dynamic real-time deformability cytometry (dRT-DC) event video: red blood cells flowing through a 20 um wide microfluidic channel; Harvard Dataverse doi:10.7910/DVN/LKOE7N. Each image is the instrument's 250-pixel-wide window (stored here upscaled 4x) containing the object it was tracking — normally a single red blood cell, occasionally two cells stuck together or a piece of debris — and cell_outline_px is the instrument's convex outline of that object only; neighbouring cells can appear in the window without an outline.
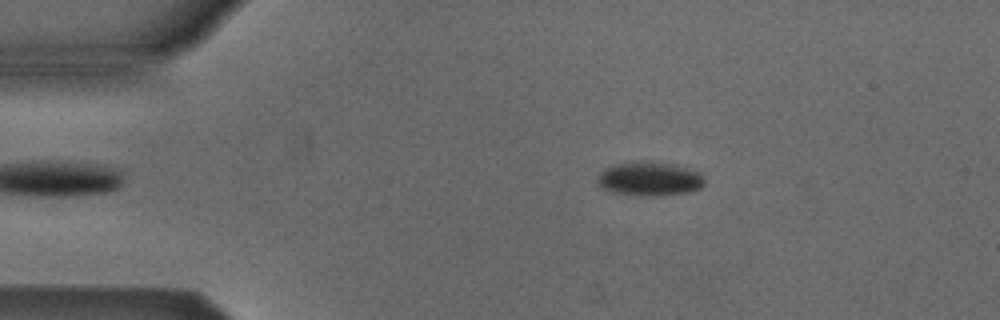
{"species": "Egyptian fruit bat (a non-hibernating species)", "species_latin": "Rousettus aegyptiacus", "temperature_condition": "cold", "stored_images_in_passage": 52, "camera_frame_rate_fps": 3000, "um_per_image_px": 0.085, "animal": {"sex": "male"}, "frame": {"image": 1, "passage_image": 9, "time_ms": 2.667, "image_size_px": [1000, 320], "cell_outline_px": [[704, 184], [700, 188], [688, 192], [612, 192], [604, 188], [596, 180], [600, 172], [604, 168], [616, 164], [636, 160], [652, 160], [676, 164], [700, 172], [704, 176]], "centroid_in_image_um": [55.23, 15.09], "position_along_channel_um": 29.8, "area_um2": 20.35}}
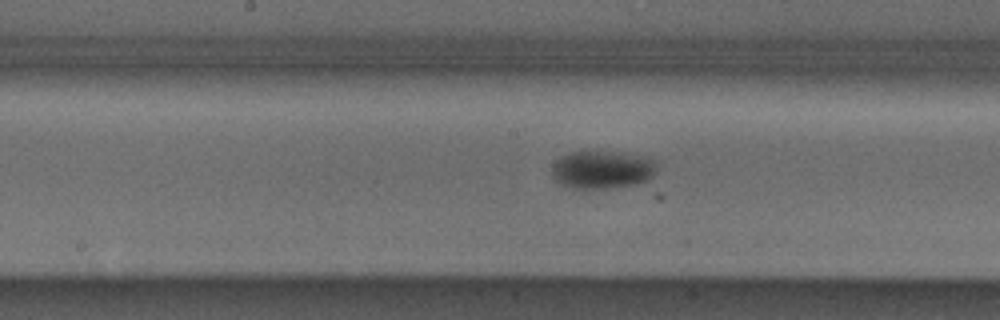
{"frame": {"image": 2, "passage_image": 26, "time_ms": 8.333, "image_size_px": [1000, 320], "cell_outline_px": [[656, 172], [648, 180], [636, 184], [604, 188], [572, 188], [560, 184], [552, 176], [552, 164], [560, 156], [572, 152], [620, 152], [640, 156], [656, 160]], "centroid_in_image_um": [51.18, 14.42], "position_along_channel_um": 197.0, "area_um2": 23.12}}
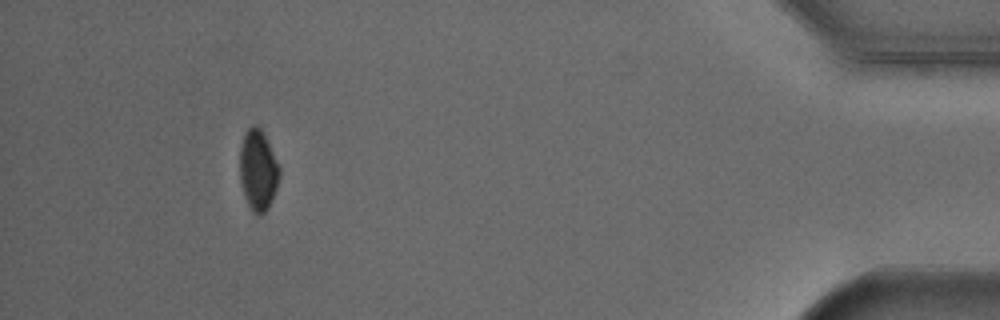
{"frame": {"image": 3, "passage_image": 48, "time_ms": 15.667, "image_size_px": [1000, 320], "cell_outline_px": [[280, 176], [276, 188], [268, 208], [260, 216], [252, 212], [244, 196], [240, 180], [240, 144], [244, 132], [252, 124], [256, 124], [260, 128], [280, 168]], "centroid_in_image_um": [21.91, 14.46], "position_along_channel_um": 413.3, "area_um2": 18.55}, "authors_computed_cell_mechanics": {"area_um2": 20.8369, "velocity_mm_per_s": 3.8688, "shape_relaxation_time_tau1_ms": 0.8144, "shape_relaxation_time_tau2_ms": null, "deformation_change_tau1": 0.044, "deformation_change_tau2": null}}